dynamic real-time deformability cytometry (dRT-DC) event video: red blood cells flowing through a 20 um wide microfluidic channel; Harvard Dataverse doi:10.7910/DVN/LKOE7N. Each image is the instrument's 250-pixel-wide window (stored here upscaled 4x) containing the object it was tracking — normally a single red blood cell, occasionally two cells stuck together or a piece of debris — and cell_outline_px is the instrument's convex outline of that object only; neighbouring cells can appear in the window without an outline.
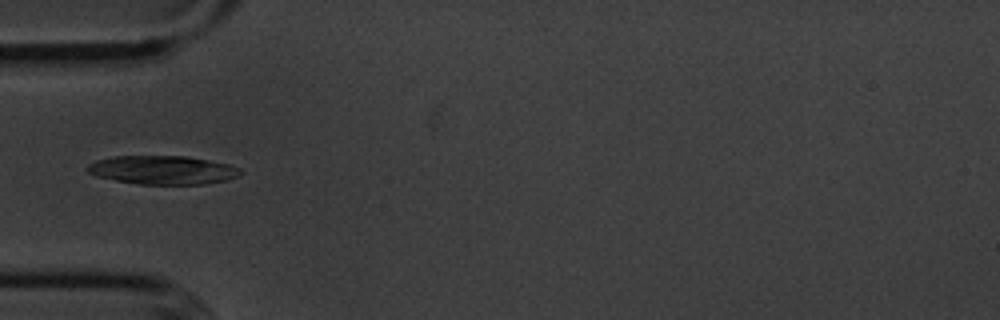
{"species": "common noctule bat (a hibernating species)", "species_latin": "Nyctalus noctula", "temperature_condition": "cold", "stored_images_in_passage": 9, "camera_frame_rate_fps": 3000, "um_per_image_px": 0.085, "animal": {"sex": "male", "body_mass_g": 20.1, "forearm_length_mm": 53.5}, "frame": {"image": 1, "passage_image": 4, "time_ms": 3.667, "image_size_px": [1000, 320], "cell_outline_px": [[244, 172], [228, 180], [204, 184], [140, 184], [116, 180], [96, 176], [88, 172], [84, 168], [88, 164], [96, 160], [112, 156], [184, 156], [208, 160], [228, 164], [240, 168]], "centroid_in_image_um": [13.81, 14.45], "position_along_channel_um": 71.2, "area_um2": 25.55}}
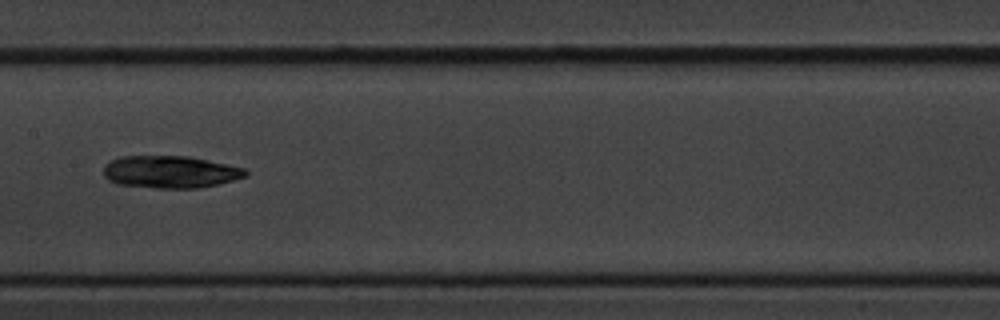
{"frame": {"image": 2, "passage_image": 7, "time_ms": 7.0, "image_size_px": [1000, 320], "cell_outline_px": [[248, 176], [216, 184], [196, 188], [156, 188], [116, 184], [108, 180], [104, 176], [104, 164], [120, 156], [188, 156], [244, 168], [248, 172]], "centroid_in_image_um": [14.43, 14.61], "position_along_channel_um": 193.0, "area_um2": 26.65}}
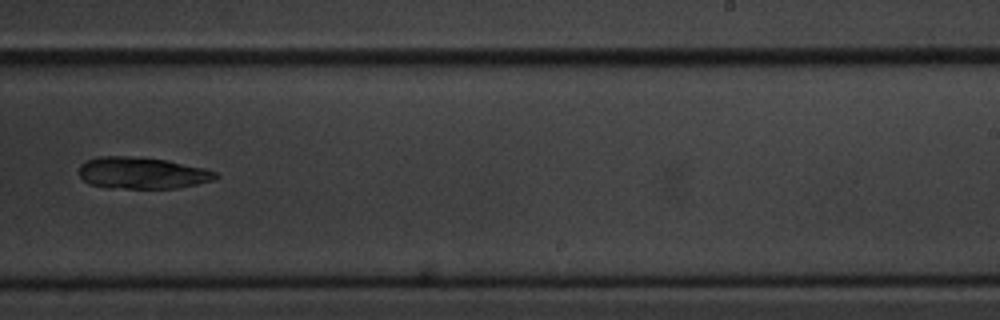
{"frame": {"image": 3, "passage_image": 9, "time_ms": 9.333, "image_size_px": [1000, 320], "cell_outline_px": [[220, 176], [212, 180], [196, 184], [176, 188], [108, 188], [88, 184], [80, 176], [80, 164], [84, 160], [100, 156], [124, 156], [168, 160], [204, 168], [216, 172]], "centroid_in_image_um": [12.05, 14.7], "position_along_channel_um": 276.9, "area_um2": 25.2}}